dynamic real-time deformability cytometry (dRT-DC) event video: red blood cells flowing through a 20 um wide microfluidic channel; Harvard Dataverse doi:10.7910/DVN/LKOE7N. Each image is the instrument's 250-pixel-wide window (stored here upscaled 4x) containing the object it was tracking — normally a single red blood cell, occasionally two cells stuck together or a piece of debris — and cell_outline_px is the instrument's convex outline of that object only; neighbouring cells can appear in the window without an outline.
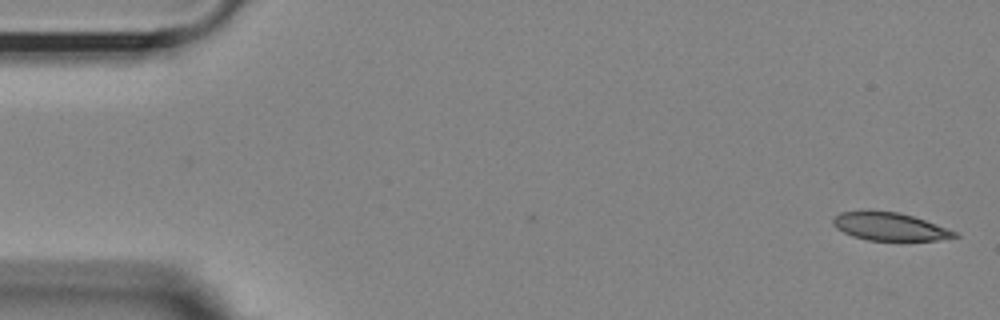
{"species": "Egyptian fruit bat (a non-hibernating species)", "species_latin": "Rousettus aegyptiacus", "temperature_condition": "room temperature", "stored_images_in_passage": 2, "camera_frame_rate_fps": 3000, "um_per_image_px": 0.085, "animal": {"sex": "female"}, "frame": {"image": 1, "passage_image": 2, "time_ms": 0.333, "image_size_px": [1000, 320], "cell_outline_px": [[960, 236], [940, 240], [868, 240], [852, 236], [836, 228], [832, 224], [832, 220], [840, 212], [896, 212], [912, 216], [924, 220], [956, 232]], "centroid_in_image_um": [75.62, 19.28], "position_along_channel_um": 9.4, "area_um2": 19.19}}